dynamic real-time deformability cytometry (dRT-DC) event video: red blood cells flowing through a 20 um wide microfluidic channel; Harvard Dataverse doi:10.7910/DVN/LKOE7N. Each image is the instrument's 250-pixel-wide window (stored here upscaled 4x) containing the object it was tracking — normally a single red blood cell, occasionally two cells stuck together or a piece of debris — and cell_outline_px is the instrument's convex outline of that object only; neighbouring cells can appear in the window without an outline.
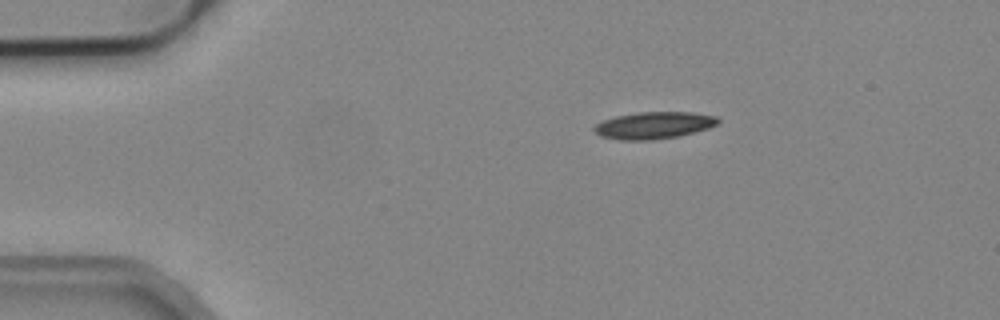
{"species": "common noctule bat (a hibernating species)", "species_latin": "Nyctalus noctula", "temperature_condition": "cold", "stored_images_in_passage": 5, "camera_frame_rate_fps": 3000, "um_per_image_px": 0.085, "animal": {"sex": "male", "body_mass_g": 19.2, "forearm_length_mm": 51.8}, "frame": {"image": 1, "passage_image": 1, "time_ms": 0.0, "image_size_px": [1000, 320], "cell_outline_px": [[720, 120], [716, 124], [708, 128], [680, 136], [652, 140], [620, 140], [600, 136], [592, 128], [596, 124], [604, 120], [616, 116], [640, 112], [692, 112], [716, 116]], "centroid_in_image_um": [55.57, 10.65], "position_along_channel_um": 29.4, "area_um2": 19.42}}
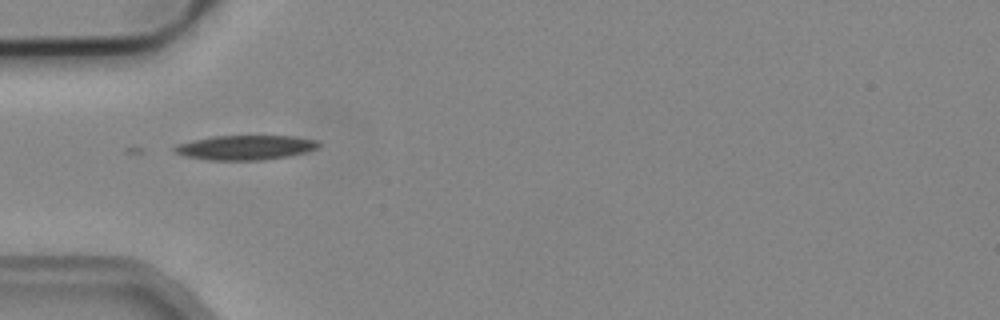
{"frame": {"image": 2, "passage_image": 3, "time_ms": 0.667, "image_size_px": [1000, 320], "cell_outline_px": [[320, 148], [288, 156], [264, 160], [208, 160], [184, 156], [176, 152], [172, 148], [176, 144], [192, 140], [212, 136], [296, 136], [320, 140]], "centroid_in_image_um": [20.89, 12.53], "position_along_channel_um": 64.1, "area_um2": 20.87}}